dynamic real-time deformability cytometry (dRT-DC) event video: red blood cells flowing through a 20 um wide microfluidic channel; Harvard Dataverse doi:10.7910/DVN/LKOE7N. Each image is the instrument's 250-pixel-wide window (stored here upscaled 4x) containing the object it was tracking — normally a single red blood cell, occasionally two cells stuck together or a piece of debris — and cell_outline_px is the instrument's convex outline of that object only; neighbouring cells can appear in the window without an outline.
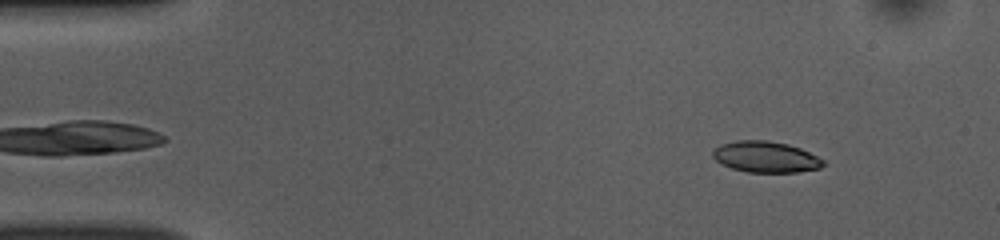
{"species": "common noctule bat (a hibernating species)", "species_latin": "Nyctalus noctula", "temperature_condition": "room temperature", "stored_images_in_passage": 50, "camera_frame_rate_fps": 3000, "um_per_image_px": 0.085, "animal": {"sex": "female", "body_mass_g": 10.0, "forearm_length_mm": 53.1}, "frame": {"image": 1, "passage_image": 4, "time_ms": 1.0, "image_size_px": [1000, 240], "cell_outline_px": [[828, 164], [820, 168], [796, 172], [748, 172], [732, 168], [720, 164], [712, 156], [712, 148], [720, 144], [736, 140], [768, 140], [788, 144], [800, 148], [824, 160]], "centroid_in_image_um": [65.06, 13.33], "position_along_channel_um": 19.9, "area_um2": 20.23}}
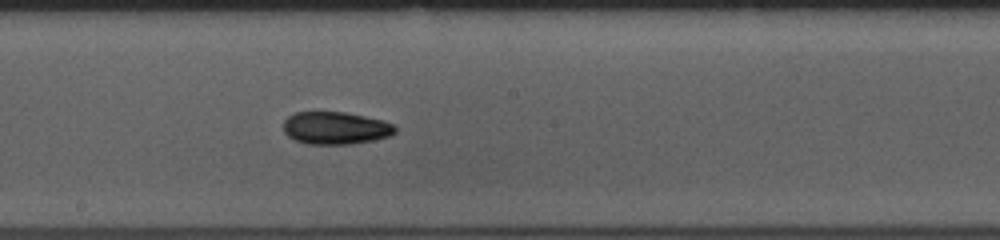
{"frame": {"image": 2, "passage_image": 26, "time_ms": 8.333, "image_size_px": [1000, 240], "cell_outline_px": [[396, 132], [388, 136], [372, 140], [352, 144], [308, 144], [296, 140], [288, 136], [284, 132], [284, 120], [292, 112], [344, 112], [384, 120], [396, 124]], "centroid_in_image_um": [28.53, 10.87], "position_along_channel_um": 219.7, "area_um2": 21.27}}
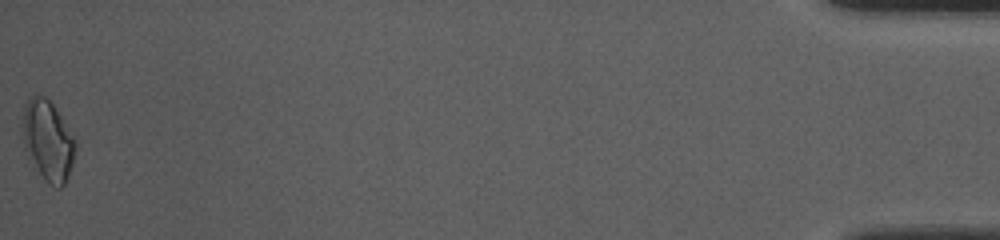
{"frame": {"image": 3, "passage_image": 50, "time_ms": 16.333, "image_size_px": [1000, 240], "cell_outline_px": [[76, 148], [72, 164], [68, 176], [64, 184], [60, 188], [56, 188], [48, 184], [24, 148], [20, 128], [24, 108], [28, 96], [44, 96], [52, 104], [64, 120], [76, 140]], "centroid_in_image_um": [4.06, 11.92], "position_along_channel_um": 431.1, "area_um2": 24.74}, "authors_computed_cell_mechanics": {"area_um2": 20.6057, "velocity_mm_per_s": 3.8456, "shape_relaxation_time_tau1_ms": 11.1006, "shape_relaxation_time_tau2_ms": 7.126, "deformation_change_tau1": 0.2007, "deformation_change_tau2": 0.1409}}